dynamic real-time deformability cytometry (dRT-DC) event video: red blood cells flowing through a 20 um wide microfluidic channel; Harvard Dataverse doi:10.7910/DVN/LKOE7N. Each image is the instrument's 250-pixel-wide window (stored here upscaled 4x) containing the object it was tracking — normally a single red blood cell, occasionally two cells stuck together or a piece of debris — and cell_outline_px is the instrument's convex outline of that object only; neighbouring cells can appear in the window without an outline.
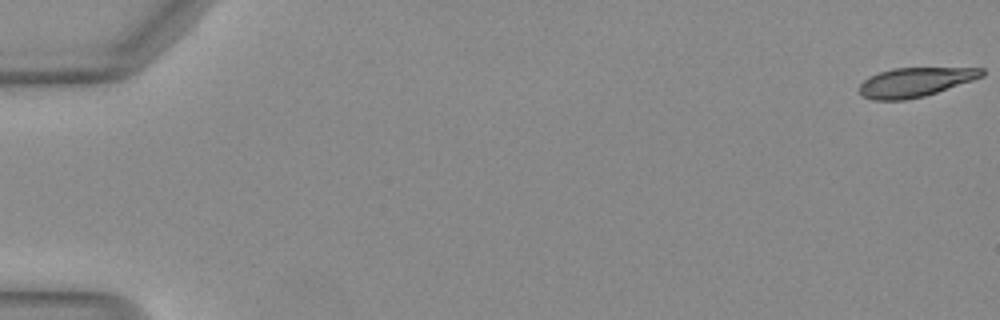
{"species": "Egyptian fruit bat (a non-hibernating species)", "species_latin": "Rousettus aegyptiacus", "temperature_condition": "warm", "stored_images_in_passage": 47, "camera_frame_rate_fps": 3000, "um_per_image_px": 0.085, "animal": {"sex": "female"}, "frame": {"image": 1, "passage_image": 1, "time_ms": 0.0, "image_size_px": [1000, 320], "cell_outline_px": [[984, 76], [924, 96], [904, 100], [872, 100], [864, 96], [860, 92], [860, 84], [868, 76], [892, 68], [984, 68]], "centroid_in_image_um": [77.76, 6.98], "position_along_channel_um": 7.2, "area_um2": 20.63}}
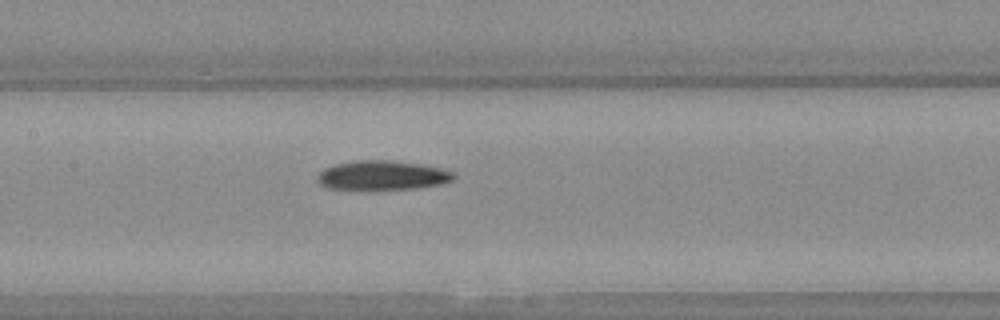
{"frame": {"image": 2, "passage_image": 26, "time_ms": 8.333, "image_size_px": [1000, 320], "cell_outline_px": [[456, 176], [452, 180], [440, 184], [416, 188], [328, 188], [320, 184], [316, 176], [324, 168], [336, 164], [352, 160], [388, 160], [420, 164], [440, 168], [452, 172]], "centroid_in_image_um": [32.48, 14.88], "position_along_channel_um": 174.9, "area_um2": 22.77}}
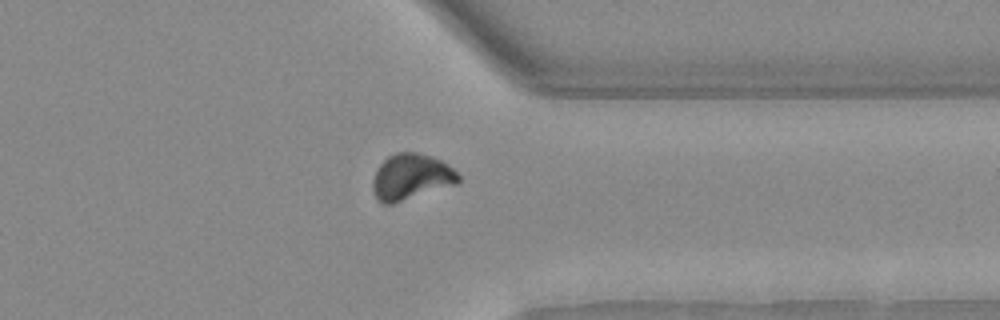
{"frame": {"image": 3, "passage_image": 41, "time_ms": 13.333, "image_size_px": [1000, 320], "cell_outline_px": [[460, 180], [456, 184], [392, 204], [384, 204], [376, 196], [372, 188], [372, 184], [376, 172], [380, 164], [388, 156], [396, 152], [416, 152], [432, 156], [448, 164], [460, 176]], "centroid_in_image_um": [34.95, 15.02], "position_along_channel_um": 376.4, "area_um2": 22.72}}